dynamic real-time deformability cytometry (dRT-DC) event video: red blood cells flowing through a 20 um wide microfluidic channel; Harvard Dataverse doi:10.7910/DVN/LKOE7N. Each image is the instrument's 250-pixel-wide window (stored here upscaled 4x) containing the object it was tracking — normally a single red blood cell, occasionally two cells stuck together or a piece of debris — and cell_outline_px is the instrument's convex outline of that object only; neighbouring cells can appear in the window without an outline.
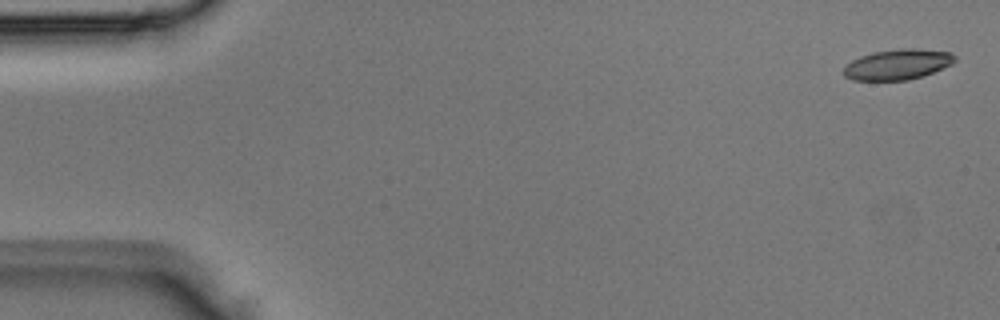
{"species": "Egyptian fruit bat (a non-hibernating species)", "species_latin": "Rousettus aegyptiacus", "temperature_condition": "room temperature", "stored_images_in_passage": 4, "camera_frame_rate_fps": 3000, "um_per_image_px": 0.085, "animal": {"sex": "male"}, "frame": {"image": 1, "passage_image": 1, "time_ms": 0.0, "image_size_px": [1000, 320], "cell_outline_px": [[956, 60], [952, 64], [924, 76], [908, 80], [852, 80], [844, 76], [844, 68], [852, 60], [860, 56], [872, 52], [900, 48], [912, 48], [952, 52], [956, 56]], "centroid_in_image_um": [76.32, 5.47], "position_along_channel_um": 8.7, "area_um2": 19.83}}